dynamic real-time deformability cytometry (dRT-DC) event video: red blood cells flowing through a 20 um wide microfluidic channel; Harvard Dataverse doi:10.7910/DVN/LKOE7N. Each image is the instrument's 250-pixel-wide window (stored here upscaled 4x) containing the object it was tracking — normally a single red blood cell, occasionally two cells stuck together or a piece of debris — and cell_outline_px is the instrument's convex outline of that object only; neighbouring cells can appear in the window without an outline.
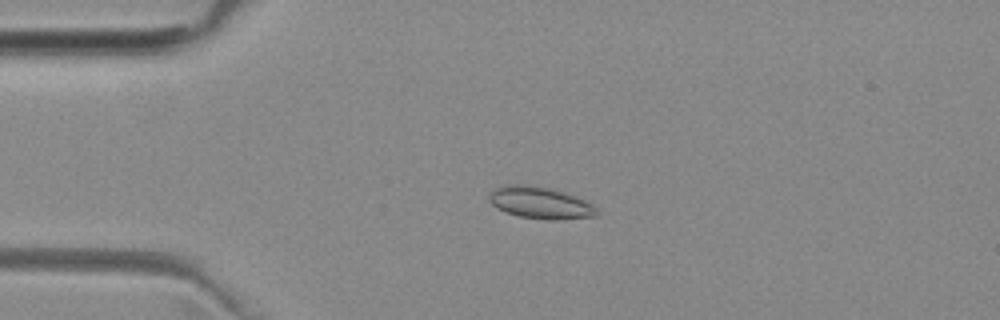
{"species": "common noctule bat (a hibernating species)", "species_latin": "Nyctalus noctula", "temperature_condition": "room temperature", "stored_images_in_passage": 52, "camera_frame_rate_fps": 3000, "um_per_image_px": 0.085, "animal": {"sex": "female", "body_mass_g": 29.2, "forearm_length_mm": 56.3}, "frame": {"image": 1, "passage_image": 12, "time_ms": 3.667, "image_size_px": [1000, 320], "cell_outline_px": [[600, 212], [596, 216], [556, 220], [548, 220], [520, 216], [504, 212], [496, 208], [488, 200], [488, 196], [496, 188], [504, 184], [524, 184], [548, 188], [564, 192], [584, 200], [592, 204]], "centroid_in_image_um": [45.9, 17.24], "position_along_channel_um": 39.1, "area_um2": 20.0}}
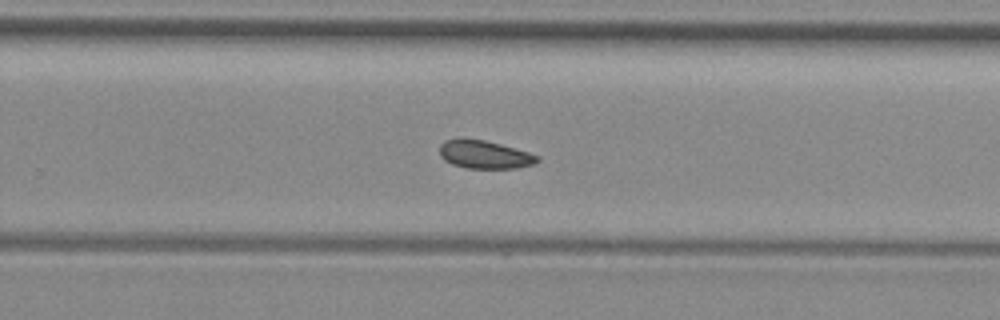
{"frame": {"image": 2, "passage_image": 33, "time_ms": 10.667, "image_size_px": [1000, 320], "cell_outline_px": [[540, 160], [536, 164], [516, 168], [468, 168], [452, 164], [444, 160], [440, 156], [440, 144], [444, 140], [460, 136], [484, 140], [500, 144], [528, 152], [540, 156]], "centroid_in_image_um": [41.16, 13.11], "position_along_channel_um": 288.6, "area_um2": 16.36}}
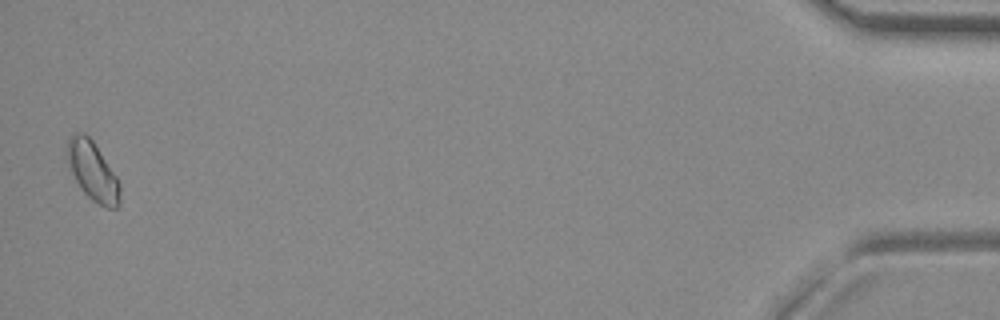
{"frame": {"image": 3, "passage_image": 51, "time_ms": 16.667, "image_size_px": [1000, 320], "cell_outline_px": [[120, 204], [116, 208], [108, 208], [92, 200], [84, 192], [76, 180], [72, 172], [68, 160], [68, 140], [76, 132], [84, 132], [92, 140], [116, 176], [120, 184]], "centroid_in_image_um": [7.91, 14.57], "position_along_channel_um": 427.3, "area_um2": 17.57}, "authors_computed_cell_mechanics": {"area_um2": 16.8198, "velocity_mm_per_s": 3.9696, "shape_relaxation_time_tau1_ms": null, "shape_relaxation_time_tau2_ms": 7.3254, "deformation_change_tau1": null, "deformation_change_tau2": 0.0789}}